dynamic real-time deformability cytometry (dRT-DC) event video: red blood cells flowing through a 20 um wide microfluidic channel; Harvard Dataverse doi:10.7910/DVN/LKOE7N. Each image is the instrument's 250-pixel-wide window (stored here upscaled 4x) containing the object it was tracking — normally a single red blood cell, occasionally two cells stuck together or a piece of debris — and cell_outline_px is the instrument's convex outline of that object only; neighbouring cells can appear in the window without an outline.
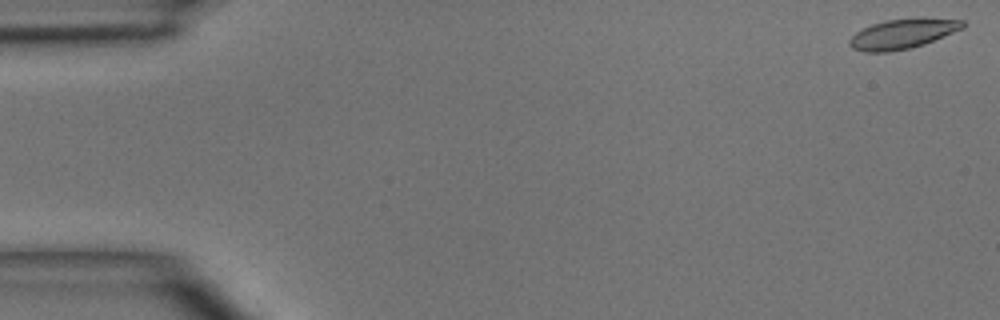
{"species": "common noctule bat (a hibernating species)", "species_latin": "Nyctalus noctula", "temperature_condition": "room temperature", "stored_images_in_passage": 2, "camera_frame_rate_fps": 3000, "um_per_image_px": 0.085, "animal": {"sex": "male", "body_mass_g": 15.6}, "frame": {"image": 1, "passage_image": 2, "time_ms": 2.0, "image_size_px": [1000, 320], "cell_outline_px": [[968, 24], [964, 28], [924, 44], [912, 48], [888, 52], [864, 52], [852, 48], [848, 44], [848, 40], [856, 32], [872, 24], [884, 20], [916, 16], [920, 16], [964, 20]], "centroid_in_image_um": [76.77, 2.84], "position_along_channel_um": 8.2, "area_um2": 20.29}}